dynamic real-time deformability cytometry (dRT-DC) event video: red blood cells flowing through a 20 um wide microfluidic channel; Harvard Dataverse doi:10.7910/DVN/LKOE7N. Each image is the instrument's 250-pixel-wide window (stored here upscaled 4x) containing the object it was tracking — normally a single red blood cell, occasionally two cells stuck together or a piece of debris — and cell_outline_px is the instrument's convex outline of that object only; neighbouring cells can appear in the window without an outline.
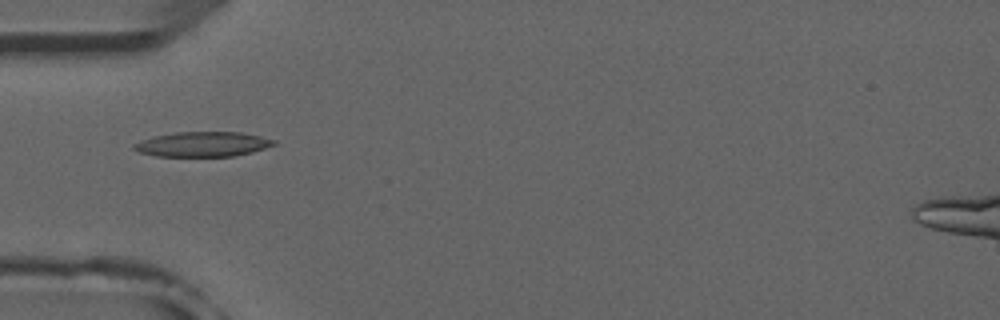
{"species": "common noctule bat (a hibernating species)", "species_latin": "Nyctalus noctula", "temperature_condition": "room temperature", "stored_images_in_passage": 5, "camera_frame_rate_fps": 3000, "um_per_image_px": 0.085, "animal": {"sex": "male", "forearm_length_mm": 52.5}, "frame": {"image": 1, "passage_image": 3, "time_ms": 2.333, "image_size_px": [1000, 320], "cell_outline_px": [[276, 144], [252, 152], [232, 156], [156, 156], [140, 152], [132, 148], [132, 144], [152, 136], [176, 132], [240, 132], [260, 136], [276, 140]], "centroid_in_image_um": [17.21, 12.25], "position_along_channel_um": 67.8, "area_um2": 20.23}}
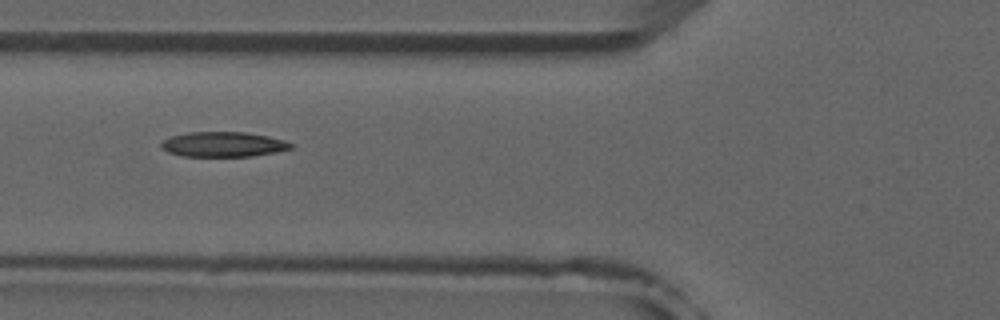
{"frame": {"image": 2, "passage_image": 4, "time_ms": 3.333, "image_size_px": [1000, 320], "cell_outline_px": [[292, 148], [276, 152], [252, 156], [180, 156], [168, 152], [160, 148], [160, 144], [164, 140], [172, 136], [188, 132], [244, 132], [268, 136], [284, 140], [292, 144]], "centroid_in_image_um": [18.95, 12.27], "position_along_channel_um": 106.8, "area_um2": 18.84}}
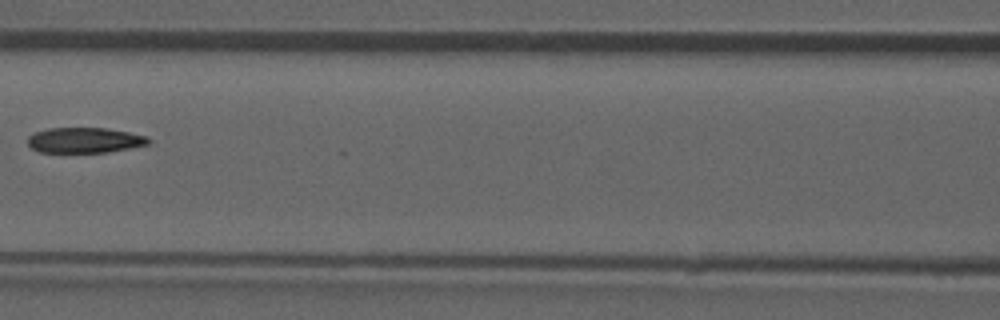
{"frame": {"image": 3, "passage_image": 5, "time_ms": 4.667, "image_size_px": [1000, 320], "cell_outline_px": [[152, 140], [148, 144], [108, 152], [40, 152], [32, 148], [28, 144], [28, 136], [36, 132], [48, 128], [104, 128], [128, 132], [148, 136]], "centroid_in_image_um": [7.2, 11.91], "position_along_channel_um": 159.4, "area_um2": 17.74}}